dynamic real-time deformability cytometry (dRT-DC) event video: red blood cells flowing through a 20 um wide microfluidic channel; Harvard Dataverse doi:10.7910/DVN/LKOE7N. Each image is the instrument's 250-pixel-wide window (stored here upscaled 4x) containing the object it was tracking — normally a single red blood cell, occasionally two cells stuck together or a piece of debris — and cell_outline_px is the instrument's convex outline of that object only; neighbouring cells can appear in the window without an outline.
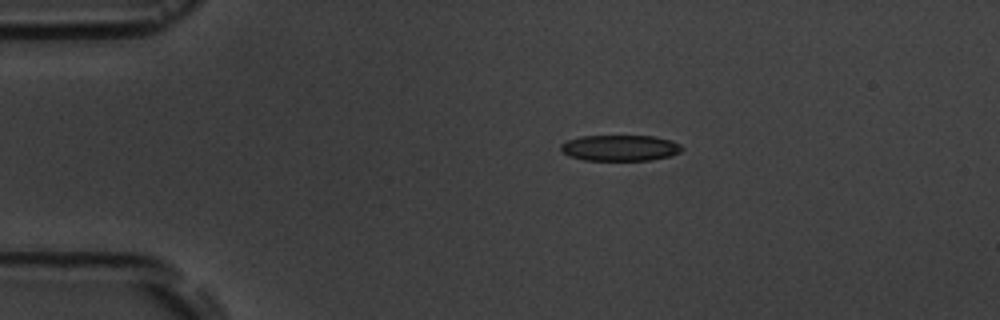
{"species": "common noctule bat (a hibernating species)", "species_latin": "Nyctalus noctula", "temperature_condition": "room temperature", "stored_images_in_passage": 4, "camera_frame_rate_fps": 3000, "um_per_image_px": 0.085, "animal": {"sex": "male", "body_mass_g": 19.5, "forearm_length_mm": 54.6}, "frame": {"image": 1, "passage_image": 3, "time_ms": 2.333, "image_size_px": [1000, 320], "cell_outline_px": [[684, 148], [680, 152], [672, 156], [648, 160], [584, 160], [568, 156], [560, 152], [560, 144], [568, 140], [580, 136], [656, 136], [672, 140], [680, 144]], "centroid_in_image_um": [52.7, 12.57], "position_along_channel_um": 32.3, "area_um2": 18.55}}